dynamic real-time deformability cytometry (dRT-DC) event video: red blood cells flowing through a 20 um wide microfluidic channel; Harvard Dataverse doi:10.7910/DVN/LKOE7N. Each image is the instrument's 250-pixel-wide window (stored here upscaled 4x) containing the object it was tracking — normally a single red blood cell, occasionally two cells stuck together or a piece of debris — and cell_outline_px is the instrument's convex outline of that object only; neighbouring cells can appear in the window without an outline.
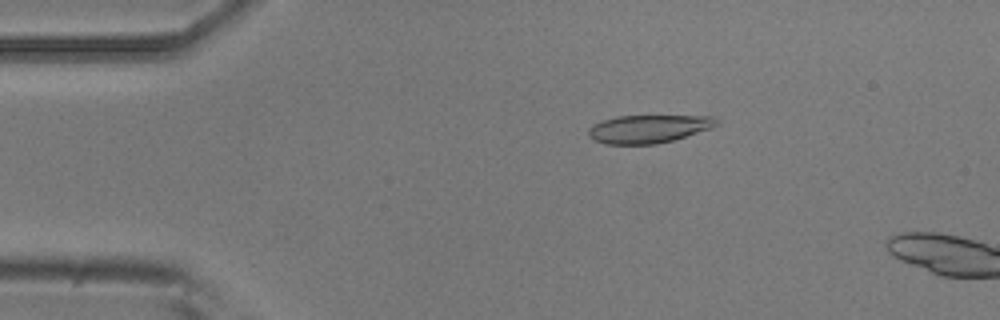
{"species": "common noctule bat (a hibernating species)", "species_latin": "Nyctalus noctula", "temperature_condition": "room temperature", "stored_images_in_passage": 4, "camera_frame_rate_fps": 3000, "um_per_image_px": 0.085, "animal": {"sex": "male", "body_mass_g": 20.5, "forearm_length_mm": 52.5}, "frame": {"image": 1, "passage_image": 3, "time_ms": 2.333, "image_size_px": [1000, 320], "cell_outline_px": [[720, 124], [712, 128], [672, 140], [656, 144], [604, 144], [592, 140], [588, 136], [588, 128], [592, 124], [616, 116], [712, 116]], "centroid_in_image_um": [55.08, 10.96], "position_along_channel_um": 29.9, "area_um2": 20.98}}